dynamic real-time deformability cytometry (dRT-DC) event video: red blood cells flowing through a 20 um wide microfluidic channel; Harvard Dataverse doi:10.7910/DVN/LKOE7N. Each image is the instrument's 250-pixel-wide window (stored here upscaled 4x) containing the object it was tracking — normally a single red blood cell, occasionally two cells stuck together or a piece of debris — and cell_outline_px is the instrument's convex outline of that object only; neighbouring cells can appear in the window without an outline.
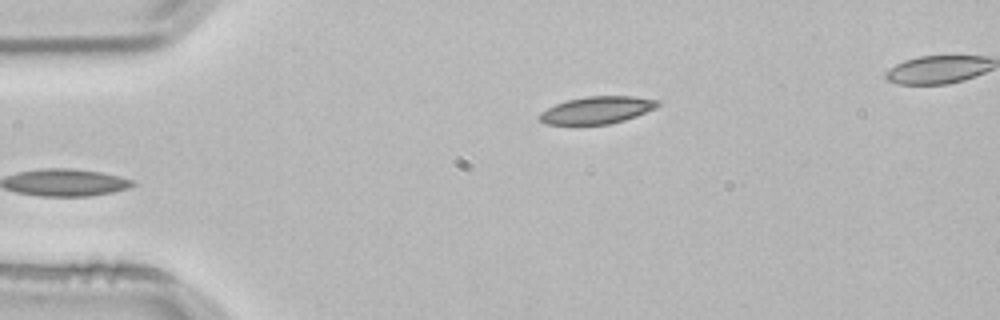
{"species": "common noctule bat (a hibernating species)", "species_latin": "Nyctalus noctula", "temperature_condition": "room temperature", "stored_images_in_passage": 3, "camera_frame_rate_fps": 3000, "um_per_image_px": 0.085, "animal": {"sex": "male", "body_mass_g": 21.5, "forearm_length_mm": 52.0}, "frame": {"image": 1, "passage_image": 3, "time_ms": 0.667, "image_size_px": [1000, 320], "cell_outline_px": [[660, 104], [656, 108], [636, 116], [624, 120], [608, 124], [548, 124], [540, 120], [536, 116], [540, 112], [556, 104], [568, 100], [584, 96], [632, 96], [660, 100]], "centroid_in_image_um": [50.76, 9.35], "position_along_channel_um": 34.2, "area_um2": 18.73}}